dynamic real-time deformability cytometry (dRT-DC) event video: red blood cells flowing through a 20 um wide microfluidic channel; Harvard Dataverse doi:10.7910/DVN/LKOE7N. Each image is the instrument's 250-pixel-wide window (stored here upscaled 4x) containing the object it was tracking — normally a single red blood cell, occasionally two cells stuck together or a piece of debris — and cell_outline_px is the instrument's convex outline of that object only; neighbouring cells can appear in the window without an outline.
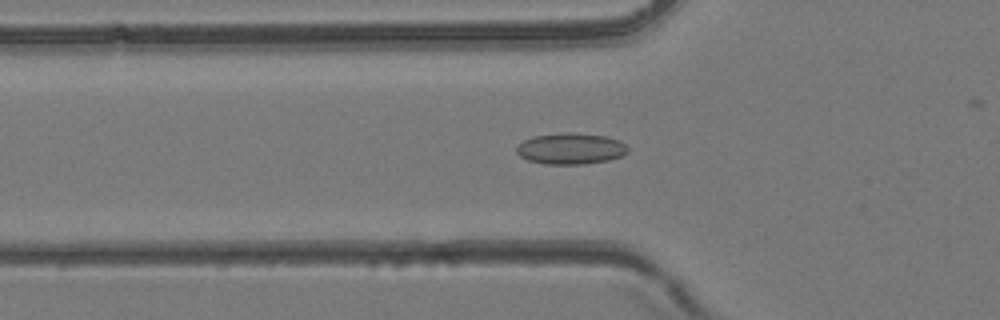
{"species": "common noctule bat (a hibernating species)", "species_latin": "Nyctalus noctula", "temperature_condition": "room temperature", "stored_images_in_passage": 36, "camera_frame_rate_fps": 3000, "um_per_image_px": 0.085, "animal": {"sex": "female", "body_mass_g": 24.6, "forearm_length_mm": 56.2}, "frame": {"image": 1, "passage_image": 8, "time_ms": 2.333, "image_size_px": [1000, 320], "cell_outline_px": [[628, 152], [620, 156], [608, 160], [584, 164], [544, 164], [528, 160], [520, 156], [516, 152], [516, 148], [524, 140], [532, 136], [568, 132], [572, 132], [604, 136], [620, 140], [628, 148]], "centroid_in_image_um": [48.5, 12.63], "position_along_channel_um": 77.3, "area_um2": 20.17}}
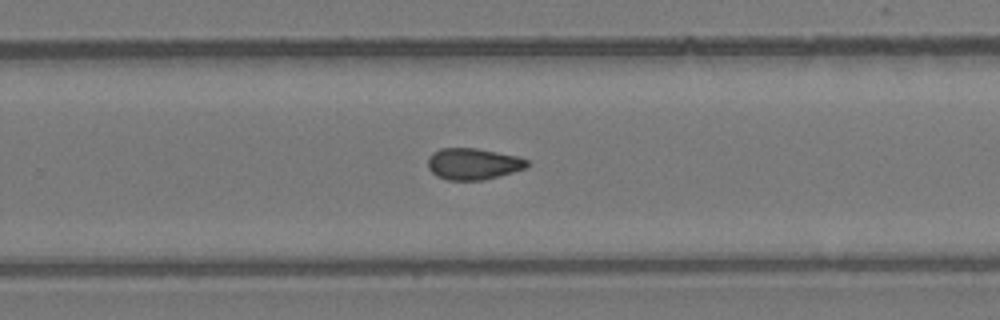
{"frame": {"image": 2, "passage_image": 21, "time_ms": 6.667, "image_size_px": [1000, 320], "cell_outline_px": [[528, 168], [500, 176], [484, 180], [448, 180], [436, 176], [428, 168], [428, 156], [432, 152], [440, 148], [476, 148], [516, 156], [528, 160]], "centroid_in_image_um": [40.21, 13.93], "position_along_channel_um": 289.6, "area_um2": 18.32}}
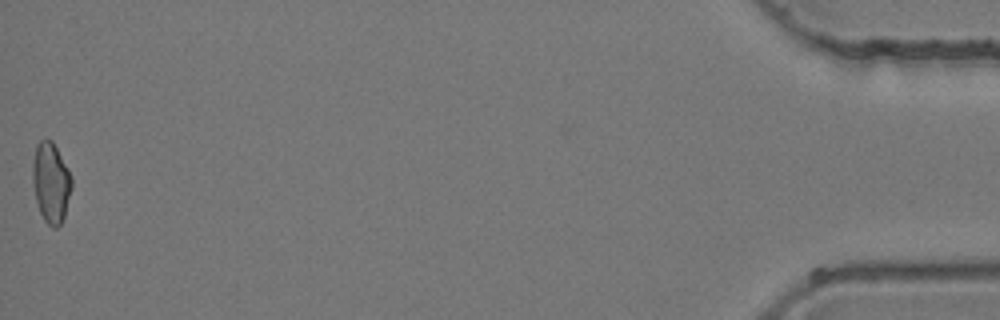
{"frame": {"image": 3, "passage_image": 36, "time_ms": 11.667, "image_size_px": [1000, 320], "cell_outline_px": [[72, 188], [64, 216], [60, 224], [56, 228], [52, 228], [44, 220], [40, 212], [36, 200], [32, 180], [32, 164], [36, 144], [40, 140], [52, 140], [72, 176]], "centroid_in_image_um": [4.32, 15.52], "position_along_channel_um": 430.9, "area_um2": 18.26}}